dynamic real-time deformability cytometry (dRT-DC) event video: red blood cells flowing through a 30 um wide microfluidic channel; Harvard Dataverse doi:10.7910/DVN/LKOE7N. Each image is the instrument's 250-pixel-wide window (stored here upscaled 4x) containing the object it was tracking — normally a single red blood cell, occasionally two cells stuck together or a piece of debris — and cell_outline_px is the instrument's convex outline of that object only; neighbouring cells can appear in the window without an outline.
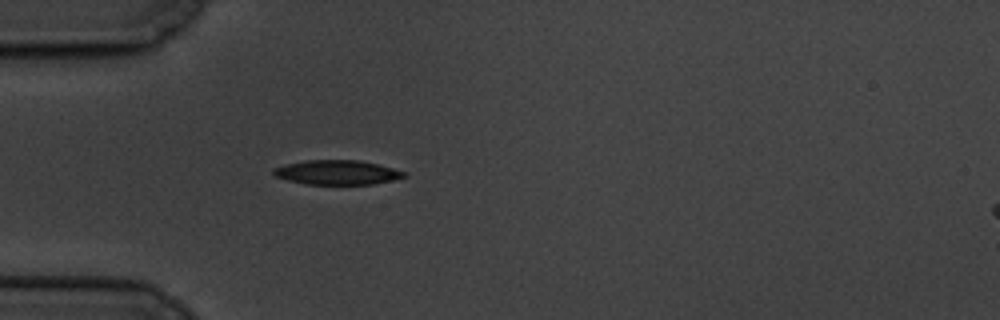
{"species": "common noctule bat (a hibernating species)", "species_latin": "Nyctalus noctula", "temperature_condition": "cold", "stored_images_in_passage": 2, "segment_of_instrument_passage": [1, 2], "camera_frame_rate_fps": 3000, "um_per_image_px": 0.085, "animal": {"sex": "male", "body_mass_g": 19.5, "forearm_length_mm": 54.6}, "frame": {"image": 1, "passage_image": 1, "time_ms": 0.0, "image_size_px": [1000, 320], "cell_outline_px": [[408, 176], [392, 180], [372, 184], [308, 184], [288, 180], [276, 176], [272, 172], [272, 168], [284, 164], [304, 160], [360, 160], [392, 168], [404, 172]], "centroid_in_image_um": [28.62, 14.64], "position_along_channel_um": 56.4, "area_um2": 18.5}}